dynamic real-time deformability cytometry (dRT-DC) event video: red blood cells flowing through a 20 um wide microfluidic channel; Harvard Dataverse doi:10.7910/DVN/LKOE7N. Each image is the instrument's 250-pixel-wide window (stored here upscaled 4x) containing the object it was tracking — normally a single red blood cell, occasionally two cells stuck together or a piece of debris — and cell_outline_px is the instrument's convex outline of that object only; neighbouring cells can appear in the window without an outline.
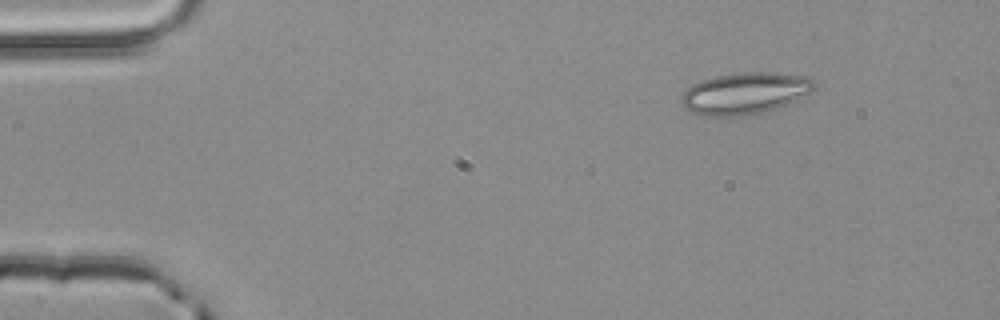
{"species": "common noctule bat (a hibernating species)", "species_latin": "Nyctalus noctula", "temperature_condition": "room temperature", "stored_images_in_passage": 2, "camera_frame_rate_fps": 3000, "um_per_image_px": 0.085, "animal": {"sex": "male", "body_mass_g": 20.4}, "frame": {"image": 1, "passage_image": 2, "time_ms": 0.333, "image_size_px": [1000, 320], "cell_outline_px": [[816, 88], [796, 100], [788, 104], [760, 112], [740, 116], [704, 116], [692, 112], [684, 108], [680, 104], [680, 96], [692, 84], [716, 76], [740, 72], [768, 72], [808, 76], [816, 84]], "centroid_in_image_um": [63.29, 7.93], "position_along_channel_um": 21.7, "area_um2": 32.19}}